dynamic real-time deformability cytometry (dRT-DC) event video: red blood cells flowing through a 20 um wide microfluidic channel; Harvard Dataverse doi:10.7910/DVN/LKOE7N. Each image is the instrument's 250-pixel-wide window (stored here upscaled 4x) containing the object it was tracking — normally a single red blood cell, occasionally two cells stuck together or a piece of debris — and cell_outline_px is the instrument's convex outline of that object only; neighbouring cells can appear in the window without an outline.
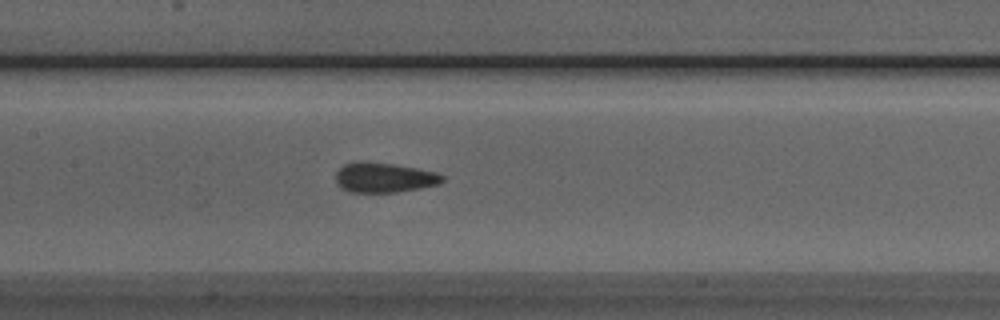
{"species": "Egyptian fruit bat (a non-hibernating species)", "species_latin": "Rousettus aegyptiacus", "temperature_condition": "room temperature", "stored_images_in_passage": 40, "camera_frame_rate_fps": 3000, "um_per_image_px": 0.085, "animal": {"sex": "male"}, "frame": {"image": 1, "passage_image": 11, "time_ms": 3.333, "image_size_px": [1000, 320], "cell_outline_px": [[444, 180], [440, 184], [420, 188], [396, 192], [348, 192], [340, 188], [336, 184], [336, 172], [344, 164], [356, 160], [364, 160], [392, 164], [416, 168], [436, 172], [444, 176]], "centroid_in_image_um": [32.61, 15.08], "position_along_channel_um": 174.8, "area_um2": 18.84}}
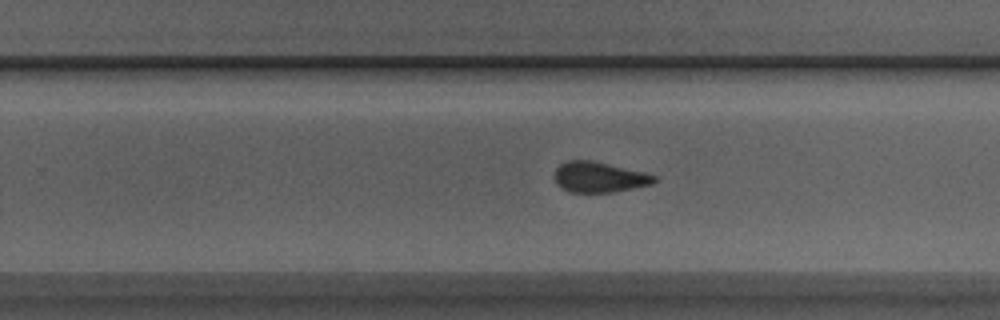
{"frame": {"image": 2, "passage_image": 19, "time_ms": 6.0, "image_size_px": [1000, 320], "cell_outline_px": [[656, 180], [652, 184], [612, 192], [568, 192], [560, 188], [556, 184], [556, 168], [560, 164], [568, 160], [592, 160], [644, 172], [656, 176]], "centroid_in_image_um": [50.91, 15.05], "position_along_channel_um": 278.9, "area_um2": 17.63}}
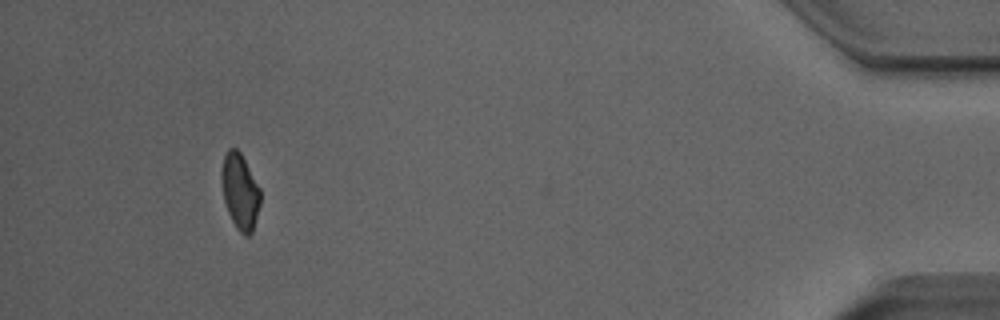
{"frame": {"image": 3, "passage_image": 35, "time_ms": 11.333, "image_size_px": [1000, 320], "cell_outline_px": [[260, 204], [252, 232], [248, 236], [244, 236], [236, 228], [228, 212], [224, 200], [220, 176], [224, 156], [228, 148], [236, 148], [240, 152], [260, 188]], "centroid_in_image_um": [20.39, 16.27], "position_along_channel_um": 414.8, "area_um2": 17.05}, "authors_computed_cell_mechanics": {"area_um2": 18.3226, "velocity_mm_per_s": 3.9197, "shape_relaxation_time_tau1_ms": null, "shape_relaxation_time_tau2_ms": 1.151, "deformation_change_tau1": null, "deformation_change_tau2": 0.0589}}